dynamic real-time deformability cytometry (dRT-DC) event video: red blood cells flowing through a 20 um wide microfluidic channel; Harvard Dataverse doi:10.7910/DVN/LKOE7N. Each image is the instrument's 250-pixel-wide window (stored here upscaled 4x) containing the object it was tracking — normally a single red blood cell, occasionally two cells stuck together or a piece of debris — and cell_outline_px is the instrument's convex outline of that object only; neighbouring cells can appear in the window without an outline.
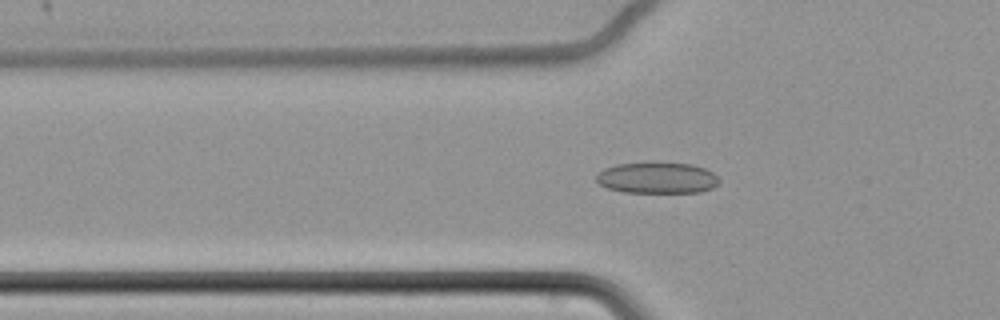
{"species": "common noctule bat (a hibernating species)", "species_latin": "Nyctalus noctula", "temperature_condition": "cold", "stored_images_in_passage": 52, "camera_frame_rate_fps": 3000, "um_per_image_px": 0.085, "animal": {"sex": "female", "body_mass_g": 22.7, "forearm_length_mm": 54.2}, "frame": {"image": 1, "passage_image": 12, "time_ms": 3.667, "image_size_px": [1000, 320], "cell_outline_px": [[720, 180], [712, 188], [700, 192], [624, 192], [608, 188], [600, 184], [596, 180], [596, 172], [604, 168], [616, 164], [652, 160], [656, 160], [692, 164], [704, 168], [712, 172]], "centroid_in_image_um": [55.82, 15.07], "position_along_channel_um": 70.0, "area_um2": 23.0}}
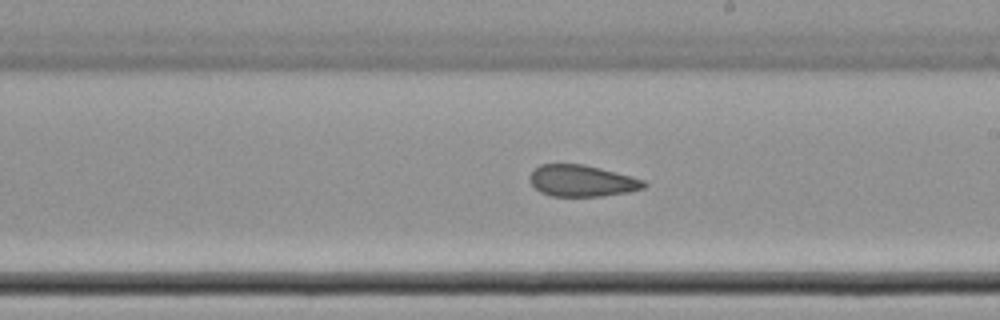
{"frame": {"image": 2, "passage_image": 27, "time_ms": 8.667, "image_size_px": [1000, 320], "cell_outline_px": [[648, 184], [644, 188], [628, 192], [600, 196], [552, 196], [540, 192], [528, 180], [528, 176], [540, 164], [584, 164], [632, 176], [644, 180]], "centroid_in_image_um": [49.46, 15.37], "position_along_channel_um": 239.5, "area_um2": 20.98}}
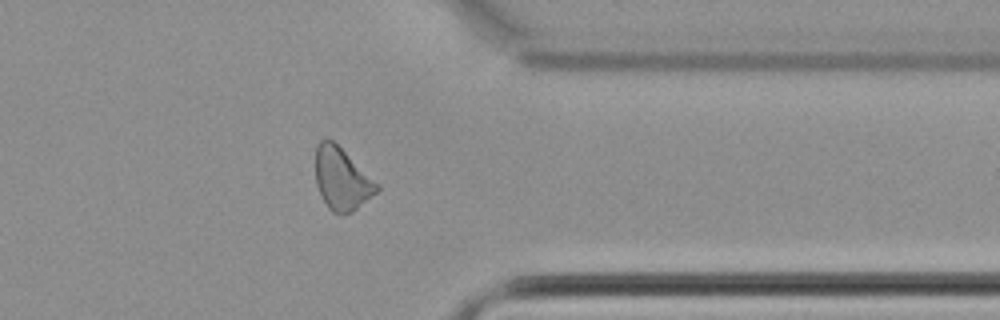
{"frame": {"image": 3, "passage_image": 40, "time_ms": 13.0, "image_size_px": [1000, 320], "cell_outline_px": [[380, 188], [376, 192], [352, 212], [344, 216], [340, 216], [332, 212], [328, 208], [316, 184], [316, 144], [320, 140], [332, 140], [380, 184]], "centroid_in_image_um": [29.05, 15.24], "position_along_channel_um": 382.3, "area_um2": 22.14}, "authors_computed_cell_mechanics": {"area_um2": 22.4842, "velocity_mm_per_s": 3.4423, "shape_relaxation_time_tau1_ms": null, "shape_relaxation_time_tau2_ms": 2.1563, "deformation_change_tau1": null, "deformation_change_tau2": 0.0786}}